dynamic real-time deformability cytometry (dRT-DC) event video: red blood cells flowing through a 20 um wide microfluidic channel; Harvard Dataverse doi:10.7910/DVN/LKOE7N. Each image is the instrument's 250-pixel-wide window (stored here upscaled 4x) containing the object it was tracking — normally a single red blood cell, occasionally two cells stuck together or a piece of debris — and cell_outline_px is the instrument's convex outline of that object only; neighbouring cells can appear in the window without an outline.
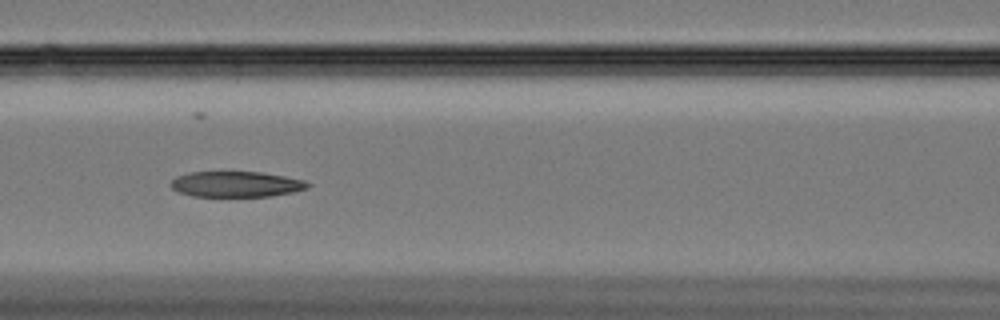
{"species": "Egyptian fruit bat (a non-hibernating species)", "species_latin": "Rousettus aegyptiacus", "temperature_condition": "cold", "stored_images_in_passage": 48, "camera_frame_rate_fps": 3000, "um_per_image_px": 0.085, "animal": {"sex": "female"}, "frame": {"image": 1, "passage_image": 13, "time_ms": 4.0, "image_size_px": [1000, 320], "cell_outline_px": [[312, 184], [308, 188], [292, 192], [272, 196], [192, 196], [180, 192], [172, 188], [168, 184], [176, 176], [192, 172], [260, 172], [284, 176], [304, 180]], "centroid_in_image_um": [20.08, 15.65], "position_along_channel_um": 146.5, "area_um2": 20.4}}
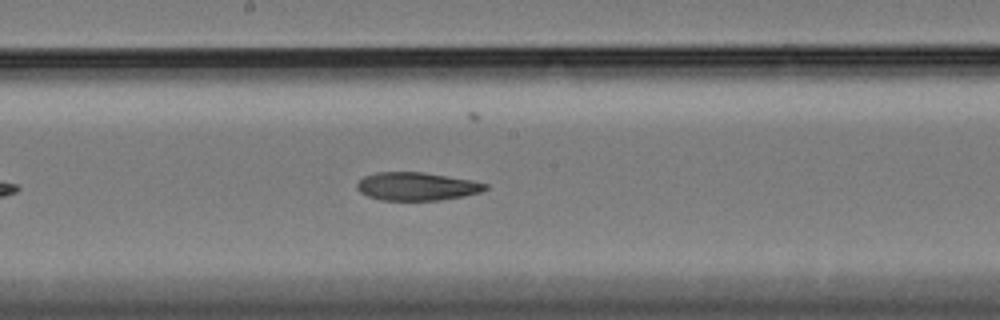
{"frame": {"image": 2, "passage_image": 19, "time_ms": 6.0, "image_size_px": [1000, 320], "cell_outline_px": [[488, 188], [480, 192], [464, 196], [440, 200], [380, 200], [368, 196], [360, 192], [356, 188], [356, 184], [364, 176], [376, 172], [424, 172], [472, 180], [488, 184]], "centroid_in_image_um": [35.42, 15.84], "position_along_channel_um": 212.8, "area_um2": 21.1}}
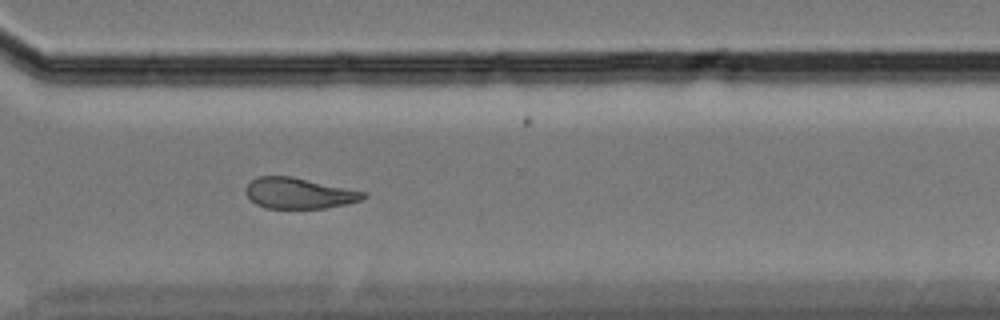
{"frame": {"image": 3, "passage_image": 31, "time_ms": 10.0, "image_size_px": [1000, 320], "cell_outline_px": [[368, 196], [360, 200], [344, 204], [324, 208], [264, 208], [256, 204], [244, 192], [244, 188], [252, 180], [260, 176], [292, 176], [364, 192]], "centroid_in_image_um": [25.36, 16.42], "position_along_channel_um": 345.2, "area_um2": 20.87}, "authors_computed_cell_mechanics": {"area_um2": 22.3686, "velocity_mm_per_s": 3.3199, "shape_relaxation_time_tau1_ms": null, "shape_relaxation_time_tau2_ms": 3.14, "deformation_change_tau1": null, "deformation_change_tau2": 0.1055}}